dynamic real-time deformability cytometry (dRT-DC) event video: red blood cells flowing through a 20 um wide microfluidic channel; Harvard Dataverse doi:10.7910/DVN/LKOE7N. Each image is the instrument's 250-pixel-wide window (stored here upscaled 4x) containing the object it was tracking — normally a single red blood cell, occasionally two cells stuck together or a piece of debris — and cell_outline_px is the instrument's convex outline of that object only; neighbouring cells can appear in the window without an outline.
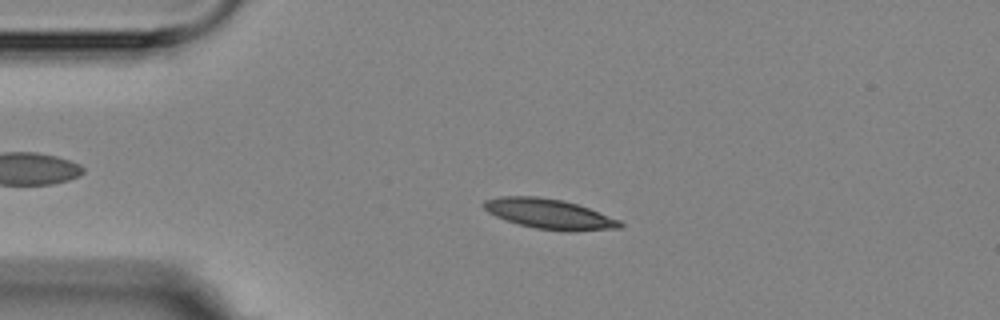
{"species": "Egyptian fruit bat (a non-hibernating species)", "species_latin": "Rousettus aegyptiacus", "temperature_condition": "room temperature", "stored_images_in_passage": 4, "camera_frame_rate_fps": 3000, "um_per_image_px": 0.085, "animal": {"sex": "female"}, "frame": {"image": 1, "passage_image": 3, "time_ms": 2.333, "image_size_px": [1000, 320], "cell_outline_px": [[624, 224], [620, 228], [572, 232], [568, 232], [536, 228], [504, 220], [488, 212], [480, 204], [484, 200], [500, 196], [536, 196], [564, 200], [588, 208], [620, 220]], "centroid_in_image_um": [46.67, 18.18], "position_along_channel_um": 38.3, "area_um2": 23.93}}